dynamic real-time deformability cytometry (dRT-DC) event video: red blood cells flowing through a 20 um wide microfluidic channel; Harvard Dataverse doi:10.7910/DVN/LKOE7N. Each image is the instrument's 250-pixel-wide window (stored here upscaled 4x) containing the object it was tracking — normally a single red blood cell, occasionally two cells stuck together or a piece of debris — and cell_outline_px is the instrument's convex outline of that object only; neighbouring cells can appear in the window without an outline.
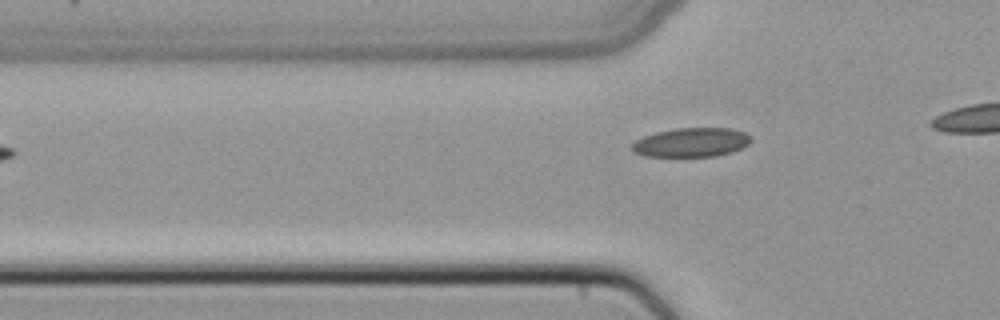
{"species": "common noctule bat (a hibernating species)", "species_latin": "Nyctalus noctula", "temperature_condition": "cold", "stored_images_in_passage": 3, "camera_frame_rate_fps": 3000, "um_per_image_px": 0.085, "animal": {"sex": "female", "body_mass_g": 22.7, "forearm_length_mm": 54.2}, "frame": {"image": 1, "passage_image": 3, "time_ms": 0.667, "image_size_px": [1000, 320], "cell_outline_px": [[752, 140], [748, 144], [732, 152], [716, 156], [644, 156], [632, 152], [632, 144], [636, 140], [644, 136], [656, 132], [676, 128], [732, 128], [744, 132], [752, 136]], "centroid_in_image_um": [58.77, 12.1], "position_along_channel_um": 67.0, "area_um2": 20.23}}